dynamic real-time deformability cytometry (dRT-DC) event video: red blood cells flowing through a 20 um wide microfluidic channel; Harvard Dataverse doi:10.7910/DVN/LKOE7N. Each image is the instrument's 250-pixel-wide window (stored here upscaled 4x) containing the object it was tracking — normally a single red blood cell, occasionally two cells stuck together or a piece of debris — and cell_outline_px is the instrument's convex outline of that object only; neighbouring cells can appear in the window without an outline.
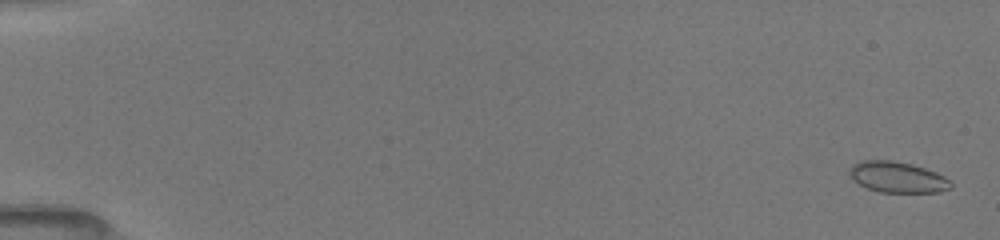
{"species": "common noctule bat (a hibernating species)", "species_latin": "Nyctalus noctula", "temperature_condition": "room temperature", "stored_images_in_passage": 55, "camera_frame_rate_fps": 3000, "um_per_image_px": 0.085, "animal": {"sex": "female", "body_mass_g": 19.5, "forearm_length_mm": 54.1}, "frame": {"image": 1, "passage_image": 3, "time_ms": 0.333, "image_size_px": [1000, 240], "cell_outline_px": [[952, 184], [948, 188], [940, 192], [880, 192], [868, 188], [852, 180], [848, 172], [848, 168], [852, 164], [860, 160], [892, 160], [912, 164], [936, 172], [944, 176]], "centroid_in_image_um": [76.22, 15.04], "position_along_channel_um": 8.8, "area_um2": 18.26}}
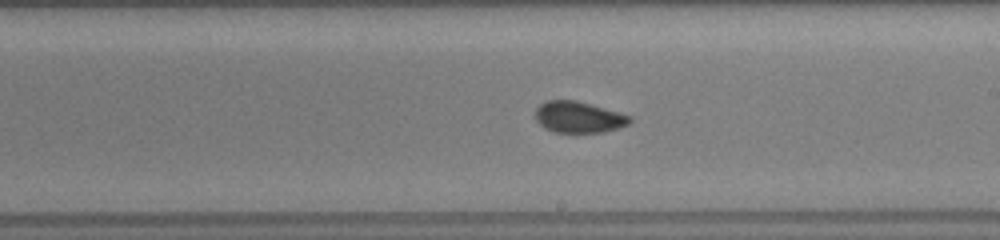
{"frame": {"image": 2, "passage_image": 35, "time_ms": 10.333, "image_size_px": [1000, 240], "cell_outline_px": [[632, 120], [628, 124], [604, 132], [552, 132], [544, 128], [536, 120], [536, 108], [540, 104], [548, 100], [576, 100], [632, 116]], "centroid_in_image_um": [49.17, 9.95], "position_along_channel_um": 239.8, "area_um2": 17.11}}
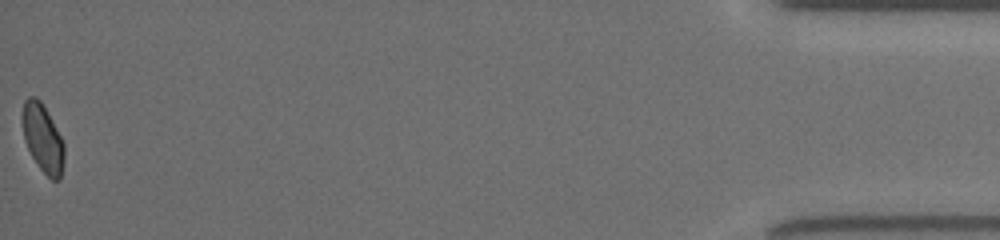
{"frame": {"image": 3, "passage_image": 55, "time_ms": 17.333, "image_size_px": [1000, 240], "cell_outline_px": [[64, 160], [60, 180], [52, 180], [40, 168], [32, 156], [24, 140], [20, 120], [20, 116], [24, 100], [28, 96], [36, 96], [40, 100], [60, 136], [64, 144]], "centroid_in_image_um": [3.59, 11.72], "position_along_channel_um": 431.6, "area_um2": 16.65}, "authors_computed_cell_mechanics": {"area_um2": 17.6868, "velocity_mm_per_s": 4.0018, "shape_relaxation_time_tau1_ms": null, "shape_relaxation_time_tau2_ms": 0.7642, "deformation_change_tau1": null, "deformation_change_tau2": 0.0507}}